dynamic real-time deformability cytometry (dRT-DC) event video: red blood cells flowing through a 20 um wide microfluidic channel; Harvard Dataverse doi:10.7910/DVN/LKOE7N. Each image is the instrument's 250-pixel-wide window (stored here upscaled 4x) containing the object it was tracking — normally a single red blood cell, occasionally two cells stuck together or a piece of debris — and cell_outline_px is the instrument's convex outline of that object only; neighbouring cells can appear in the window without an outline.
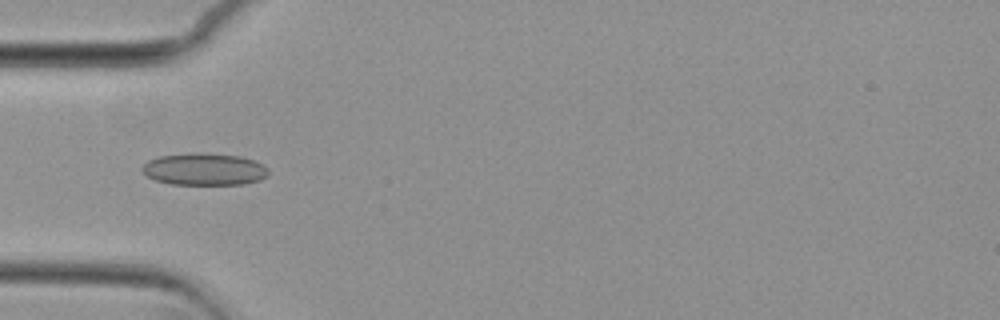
{"species": "common noctule bat (a hibernating species)", "species_latin": "Nyctalus noctula", "temperature_condition": "cold", "stored_images_in_passage": 49, "camera_frame_rate_fps": 3000, "um_per_image_px": 0.085, "animal": {"sex": "female", "body_mass_g": 29.2, "forearm_length_mm": 56.3}, "frame": {"image": 1, "passage_image": 11, "time_ms": 3.333, "image_size_px": [1000, 320], "cell_outline_px": [[268, 176], [260, 180], [240, 184], [172, 184], [156, 180], [148, 176], [140, 168], [148, 160], [160, 156], [240, 156], [264, 164], [268, 168]], "centroid_in_image_um": [17.41, 14.44], "position_along_channel_um": 67.6, "area_um2": 22.37}}
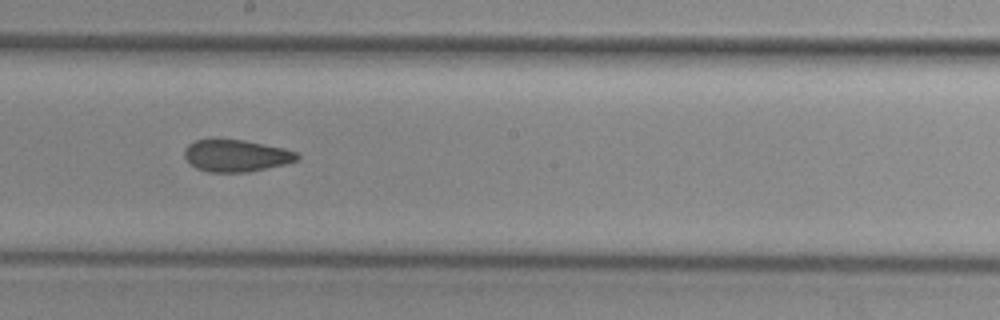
{"frame": {"image": 2, "passage_image": 24, "time_ms": 7.667, "image_size_px": [1000, 320], "cell_outline_px": [[300, 160], [288, 164], [248, 172], [208, 172], [196, 168], [184, 156], [184, 148], [188, 144], [196, 140], [244, 140], [284, 148], [296, 152], [300, 156]], "centroid_in_image_um": [20.12, 13.24], "position_along_channel_um": 228.1, "area_um2": 21.04}}
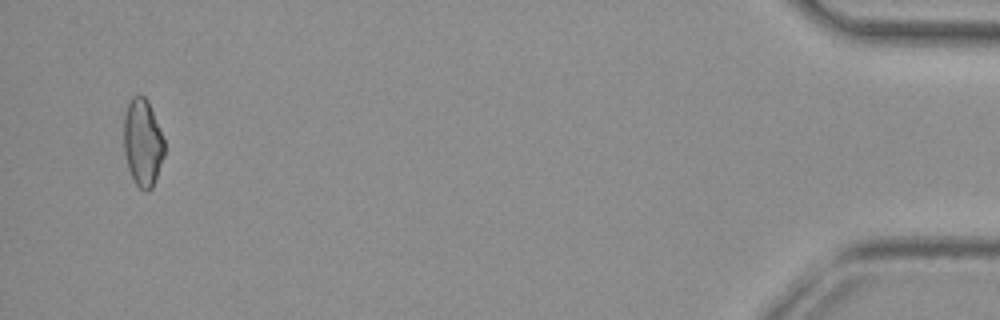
{"frame": {"image": 3, "passage_image": 47, "time_ms": 15.333, "image_size_px": [1000, 320], "cell_outline_px": [[164, 156], [152, 188], [148, 192], [144, 192], [136, 184], [128, 168], [124, 152], [124, 116], [128, 104], [132, 96], [144, 96], [148, 100], [164, 140]], "centroid_in_image_um": [12.12, 12.14], "position_along_channel_um": 423.1, "area_um2": 20.52}, "authors_computed_cell_mechanics": {"area_um2": 21.5016, "velocity_mm_per_s": 3.6993, "shape_relaxation_time_tau1_ms": null, "shape_relaxation_time_tau2_ms": 2.5624, "deformation_change_tau1": null, "deformation_change_tau2": 0.0757}}